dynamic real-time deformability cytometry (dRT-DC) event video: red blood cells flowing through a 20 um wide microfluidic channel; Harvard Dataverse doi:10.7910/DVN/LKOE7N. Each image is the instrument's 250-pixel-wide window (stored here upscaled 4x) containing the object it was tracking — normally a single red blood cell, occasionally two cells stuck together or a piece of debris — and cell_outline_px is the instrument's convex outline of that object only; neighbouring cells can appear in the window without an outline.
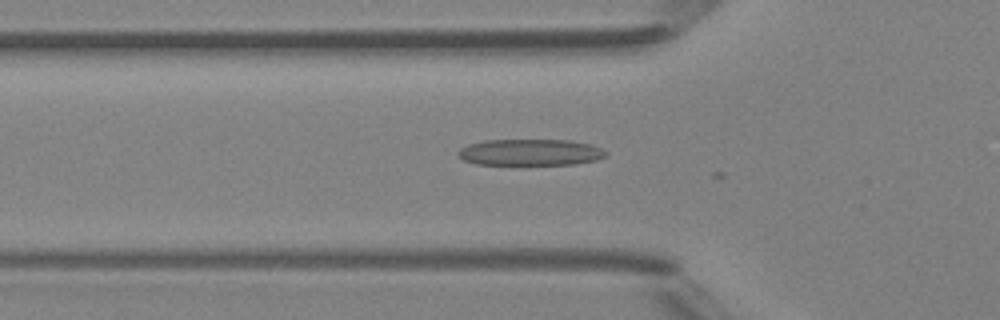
{"species": "Egyptian fruit bat (a non-hibernating species)", "species_latin": "Rousettus aegyptiacus", "temperature_condition": "room temperature", "stored_images_in_passage": 5, "camera_frame_rate_fps": 3000, "um_per_image_px": 0.085, "animal": {"sex": "female"}, "frame": {"image": 1, "passage_image": 2, "time_ms": 0.333, "image_size_px": [1000, 320], "cell_outline_px": [[608, 152], [604, 156], [596, 160], [576, 164], [524, 168], [476, 164], [464, 160], [456, 156], [456, 152], [460, 148], [468, 144], [484, 140], [568, 140], [592, 144]], "centroid_in_image_um": [45.01, 13.01], "position_along_channel_um": 80.8, "area_um2": 24.22}}